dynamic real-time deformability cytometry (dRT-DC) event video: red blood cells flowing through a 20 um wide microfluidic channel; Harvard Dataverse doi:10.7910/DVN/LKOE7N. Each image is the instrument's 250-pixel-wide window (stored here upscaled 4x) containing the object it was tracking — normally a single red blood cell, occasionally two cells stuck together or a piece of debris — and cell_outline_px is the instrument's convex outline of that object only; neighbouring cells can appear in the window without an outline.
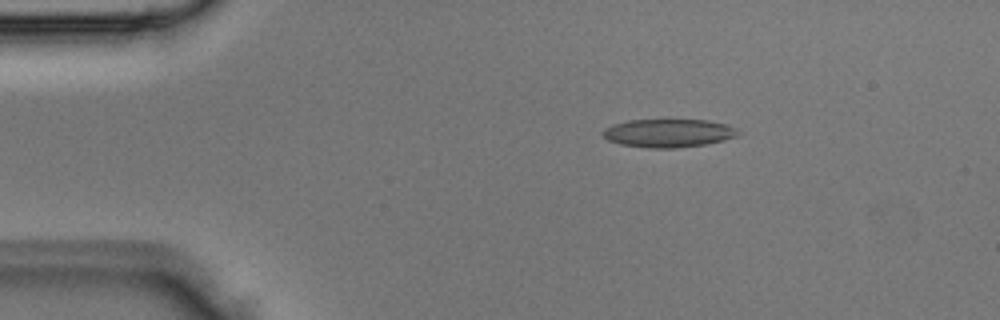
{"species": "Egyptian fruit bat (a non-hibernating species)", "species_latin": "Rousettus aegyptiacus", "temperature_condition": "room temperature", "stored_images_in_passage": 4, "segment_of_instrument_passage": [1, 2], "camera_frame_rate_fps": 3000, "um_per_image_px": 0.085, "animal": {"sex": "male"}, "frame": {"image": 1, "passage_image": 2, "time_ms": 0.333, "image_size_px": [1000, 320], "cell_outline_px": [[740, 132], [736, 136], [724, 140], [704, 144], [676, 148], [648, 148], [620, 144], [608, 140], [600, 132], [604, 128], [612, 124], [628, 120], [708, 120], [728, 124], [736, 128]], "centroid_in_image_um": [56.8, 11.31], "position_along_channel_um": 28.2, "area_um2": 22.37}}